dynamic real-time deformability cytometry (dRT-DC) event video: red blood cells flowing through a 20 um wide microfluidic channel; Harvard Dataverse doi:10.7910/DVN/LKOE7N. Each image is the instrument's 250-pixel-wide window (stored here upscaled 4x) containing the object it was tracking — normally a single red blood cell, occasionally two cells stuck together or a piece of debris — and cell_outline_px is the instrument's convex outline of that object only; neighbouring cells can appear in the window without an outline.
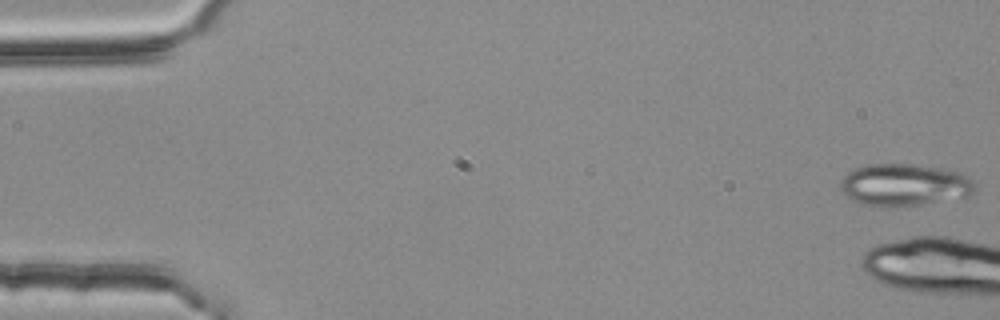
{"species": "common noctule bat (a hibernating species)", "species_latin": "Nyctalus noctula", "temperature_condition": "room temperature", "stored_images_in_passage": 6, "camera_frame_rate_fps": 3000, "um_per_image_px": 0.085, "animal": {"sex": "female", "body_mass_g": 25.1}, "frame": {"image": 1, "passage_image": 1, "time_ms": 0.0, "image_size_px": [1000, 320], "cell_outline_px": [[976, 192], [968, 196], [920, 204], [892, 208], [884, 208], [860, 204], [844, 196], [840, 188], [840, 180], [848, 172], [856, 168], [868, 164], [916, 164], [944, 168], [960, 172], [968, 176], [972, 180], [976, 188]], "centroid_in_image_um": [76.85, 15.72], "position_along_channel_um": 8.2, "area_um2": 33.64}}